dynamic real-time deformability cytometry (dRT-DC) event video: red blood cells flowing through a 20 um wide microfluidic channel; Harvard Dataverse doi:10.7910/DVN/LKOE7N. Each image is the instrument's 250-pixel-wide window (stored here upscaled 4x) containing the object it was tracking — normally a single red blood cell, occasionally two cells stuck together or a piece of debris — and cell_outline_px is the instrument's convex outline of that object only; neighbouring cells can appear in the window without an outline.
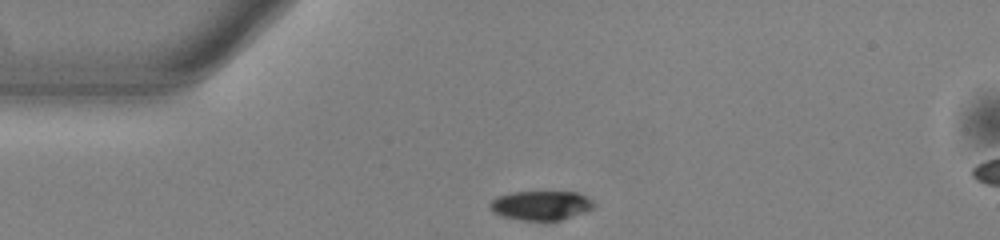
{"species": "common noctule bat (a hibernating species)", "species_latin": "Nyctalus noctula", "temperature_condition": "warm", "stored_images_in_passage": 8, "camera_frame_rate_fps": 3000, "um_per_image_px": 0.085, "animal": {"sex": "male", "body_mass_g": 13.0, "forearm_length_mm": 53.1}, "frame": {"image": 1, "passage_image": 1, "time_ms": 0.0, "image_size_px": [1000, 240], "cell_outline_px": [[596, 204], [592, 208], [584, 212], [560, 220], [524, 220], [500, 216], [492, 212], [488, 204], [496, 196], [512, 192], [576, 192], [592, 200]], "centroid_in_image_um": [45.93, 17.45], "position_along_channel_um": 39.1, "area_um2": 17.69}}